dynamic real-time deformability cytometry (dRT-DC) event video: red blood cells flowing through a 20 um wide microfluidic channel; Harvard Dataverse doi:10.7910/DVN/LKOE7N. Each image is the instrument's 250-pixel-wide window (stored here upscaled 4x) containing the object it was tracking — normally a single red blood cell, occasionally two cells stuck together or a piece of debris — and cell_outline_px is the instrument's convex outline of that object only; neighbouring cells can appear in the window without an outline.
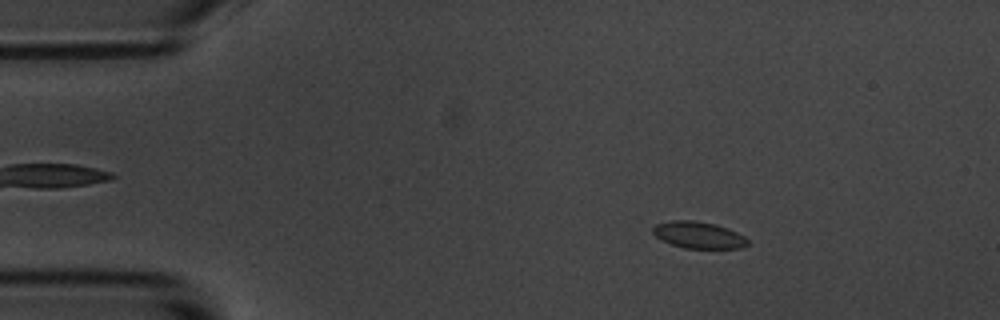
{"species": "common noctule bat (a hibernating species)", "species_latin": "Nyctalus noctula", "temperature_condition": "room temperature", "stored_images_in_passage": 3, "camera_frame_rate_fps": 3000, "um_per_image_px": 0.085, "animal": {"sex": "male", "body_mass_g": 20.1, "forearm_length_mm": 53.5}, "frame": {"image": 1, "passage_image": 1, "time_ms": 0.0, "image_size_px": [1000, 320], "cell_outline_px": [[748, 244], [740, 248], [684, 248], [660, 240], [652, 232], [652, 228], [656, 224], [672, 220], [696, 220], [716, 224], [728, 228], [744, 236], [748, 240]], "centroid_in_image_um": [59.36, 19.96], "position_along_channel_um": 25.6, "area_um2": 14.8}}